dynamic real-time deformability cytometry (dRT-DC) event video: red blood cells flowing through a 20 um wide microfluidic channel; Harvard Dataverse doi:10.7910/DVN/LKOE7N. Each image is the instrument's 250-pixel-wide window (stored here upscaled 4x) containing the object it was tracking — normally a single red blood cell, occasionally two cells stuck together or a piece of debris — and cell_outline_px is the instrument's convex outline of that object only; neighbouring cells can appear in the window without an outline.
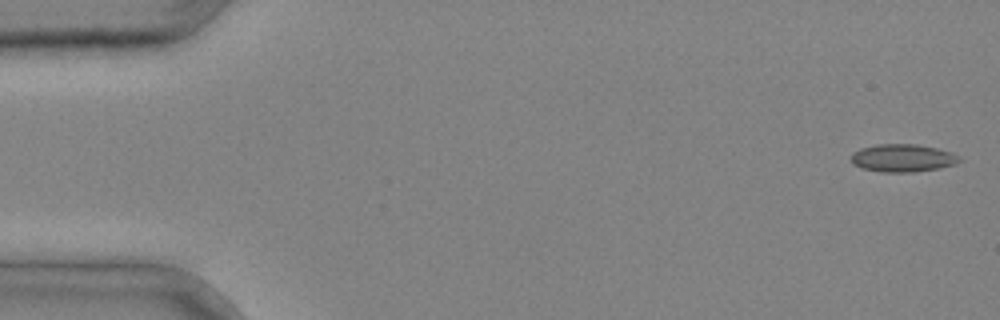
{"species": "common noctule bat (a hibernating species)", "species_latin": "Nyctalus noctula", "temperature_condition": "cold", "stored_images_in_passage": 5, "camera_frame_rate_fps": 3000, "um_per_image_px": 0.085, "animal": {"sex": "male", "body_mass_g": 20.4}, "frame": {"image": 1, "passage_image": 1, "time_ms": 0.0, "image_size_px": [1000, 320], "cell_outline_px": [[960, 160], [956, 164], [940, 168], [912, 172], [880, 172], [864, 168], [852, 164], [852, 152], [860, 148], [876, 144], [916, 144], [936, 148], [952, 152]], "centroid_in_image_um": [76.7, 13.43], "position_along_channel_um": 8.3, "area_um2": 17.46}}
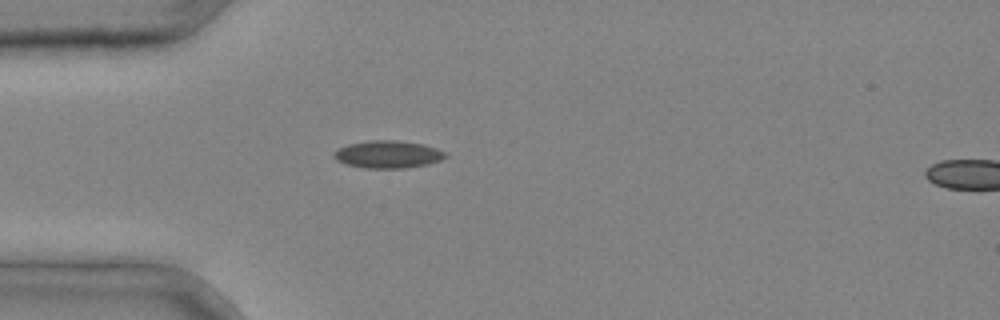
{"frame": {"image": 2, "passage_image": 4, "time_ms": 1.0, "image_size_px": [1000, 320], "cell_outline_px": [[448, 156], [440, 160], [428, 164], [404, 168], [364, 168], [344, 164], [336, 160], [332, 156], [332, 152], [348, 144], [368, 140], [400, 140], [424, 144], [448, 152]], "centroid_in_image_um": [32.97, 13.11], "position_along_channel_um": 52.0, "area_um2": 18.15}}